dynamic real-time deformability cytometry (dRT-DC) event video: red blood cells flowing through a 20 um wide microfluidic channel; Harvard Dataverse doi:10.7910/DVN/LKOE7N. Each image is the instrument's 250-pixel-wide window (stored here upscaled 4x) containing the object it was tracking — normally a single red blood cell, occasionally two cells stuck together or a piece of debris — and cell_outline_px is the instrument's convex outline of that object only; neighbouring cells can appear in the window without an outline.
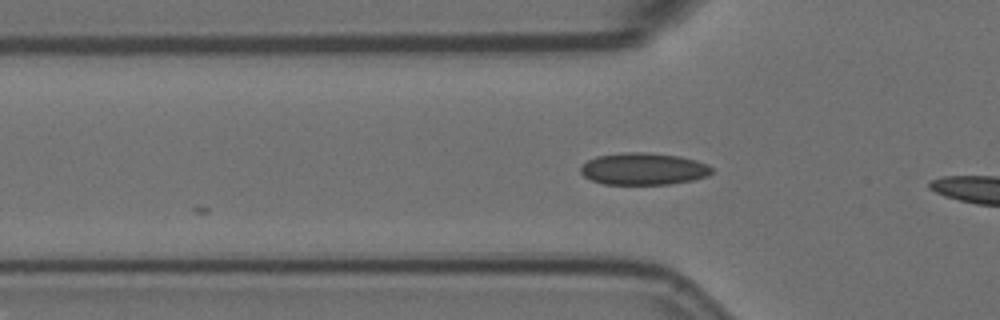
{"species": "Egyptian fruit bat (a non-hibernating species)", "species_latin": "Rousettus aegyptiacus", "temperature_condition": "room temperature", "stored_images_in_passage": 3, "camera_frame_rate_fps": 3000, "um_per_image_px": 0.085, "animal": {"sex": "female"}, "frame": {"image": 1, "passage_image": 3, "time_ms": 0.667, "image_size_px": [1000, 320], "cell_outline_px": [[712, 172], [708, 176], [692, 180], [668, 184], [604, 184], [592, 180], [584, 176], [580, 172], [580, 164], [596, 156], [624, 152], [644, 152], [680, 156], [696, 160], [708, 164], [712, 168]], "centroid_in_image_um": [54.68, 14.35], "position_along_channel_um": 71.1, "area_um2": 24.57}}